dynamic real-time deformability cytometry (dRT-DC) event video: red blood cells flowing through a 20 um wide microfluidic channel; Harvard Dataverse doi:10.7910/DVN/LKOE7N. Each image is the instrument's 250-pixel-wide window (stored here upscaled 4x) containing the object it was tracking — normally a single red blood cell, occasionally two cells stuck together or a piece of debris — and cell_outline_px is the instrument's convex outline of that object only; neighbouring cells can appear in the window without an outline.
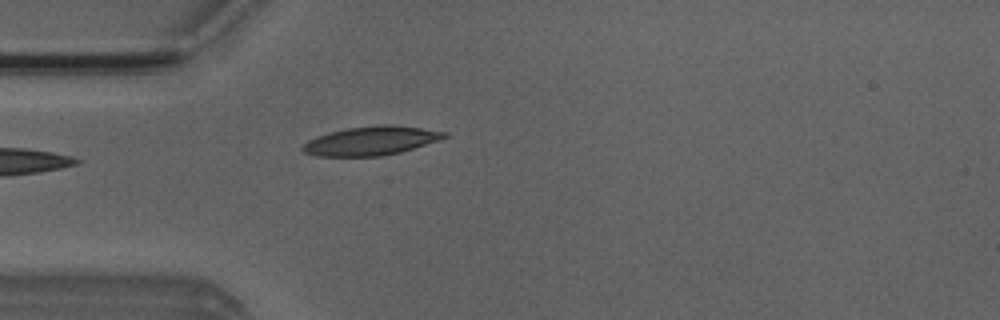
{"species": "Egyptian fruit bat (a non-hibernating species)", "species_latin": "Rousettus aegyptiacus", "temperature_condition": "room temperature", "stored_images_in_passage": 1, "camera_frame_rate_fps": 3000, "um_per_image_px": 0.085, "animal": {"sex": "male"}, "frame": {"image": 1, "passage_image": 1, "time_ms": 0.0, "image_size_px": [1000, 320], "cell_outline_px": [[448, 136], [440, 140], [400, 152], [380, 156], [316, 156], [304, 152], [300, 148], [308, 140], [316, 136], [348, 128], [376, 124], [392, 124], [448, 132]], "centroid_in_image_um": [31.55, 11.96], "position_along_channel_um": 53.5, "area_um2": 23.81}}